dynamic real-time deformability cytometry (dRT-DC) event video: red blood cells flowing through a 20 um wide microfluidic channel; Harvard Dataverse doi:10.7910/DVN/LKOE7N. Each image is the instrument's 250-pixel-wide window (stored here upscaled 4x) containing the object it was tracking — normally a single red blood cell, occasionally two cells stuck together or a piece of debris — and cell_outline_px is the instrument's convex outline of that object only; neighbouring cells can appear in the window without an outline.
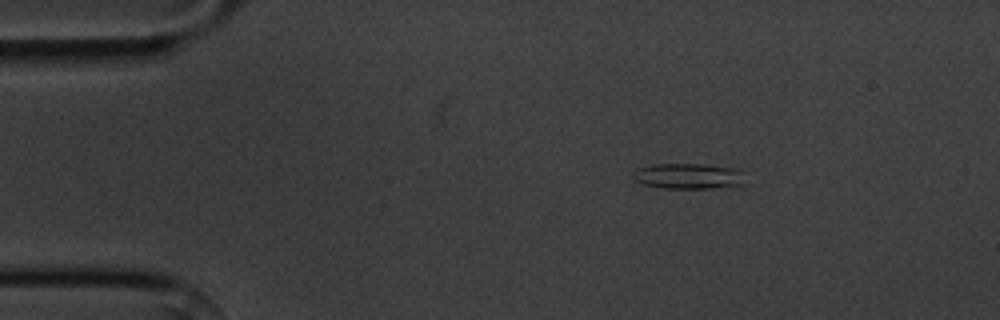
{"species": "common noctule bat (a hibernating species)", "species_latin": "Nyctalus noctula", "temperature_condition": "cold", "stored_images_in_passage": 4, "camera_frame_rate_fps": 3000, "um_per_image_px": 0.085, "animal": {"sex": "male", "body_mass_g": 20.1, "forearm_length_mm": 53.5}, "frame": {"image": 1, "passage_image": 4, "time_ms": 4.333, "image_size_px": [1000, 320], "cell_outline_px": [[744, 184], [712, 188], [664, 188], [644, 184], [632, 180], [632, 172], [640, 168], [652, 164], [704, 164], [740, 168]], "centroid_in_image_um": [58.49, 14.96], "position_along_channel_um": 26.5, "area_um2": 16.76}}